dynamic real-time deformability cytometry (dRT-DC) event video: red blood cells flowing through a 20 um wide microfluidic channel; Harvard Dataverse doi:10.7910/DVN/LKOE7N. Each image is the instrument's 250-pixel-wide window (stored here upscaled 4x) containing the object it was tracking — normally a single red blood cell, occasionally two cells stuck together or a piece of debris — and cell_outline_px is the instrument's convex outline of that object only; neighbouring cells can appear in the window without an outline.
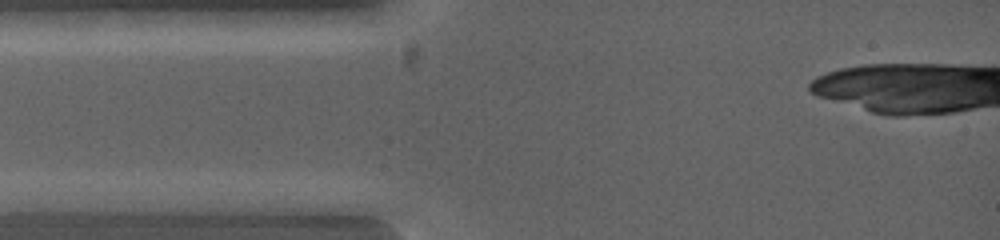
{"species": "common noctule bat (a hibernating species)", "species_latin": "Nyctalus noctula", "temperature_condition": "warm", "stored_images_in_passage": 4, "camera_frame_rate_fps": 5000, "um_per_image_px": 0.085, "animal": {"sex": "female", "body_mass_g": 19.0, "forearm_length_mm": 53.3}, "frame": {"image": 1, "passage_image": 1, "time_ms": 0.0, "image_size_px": [1000, 240], "cell_outline_px": [[336, 216], [292, 216], [236, 208], [204, 200], [248, 192], [288, 192], [332, 200]], "centroid_in_image_um": [23.74, 17.31], "position_along_channel_um": 61.3, "area_um2": 15.49}}